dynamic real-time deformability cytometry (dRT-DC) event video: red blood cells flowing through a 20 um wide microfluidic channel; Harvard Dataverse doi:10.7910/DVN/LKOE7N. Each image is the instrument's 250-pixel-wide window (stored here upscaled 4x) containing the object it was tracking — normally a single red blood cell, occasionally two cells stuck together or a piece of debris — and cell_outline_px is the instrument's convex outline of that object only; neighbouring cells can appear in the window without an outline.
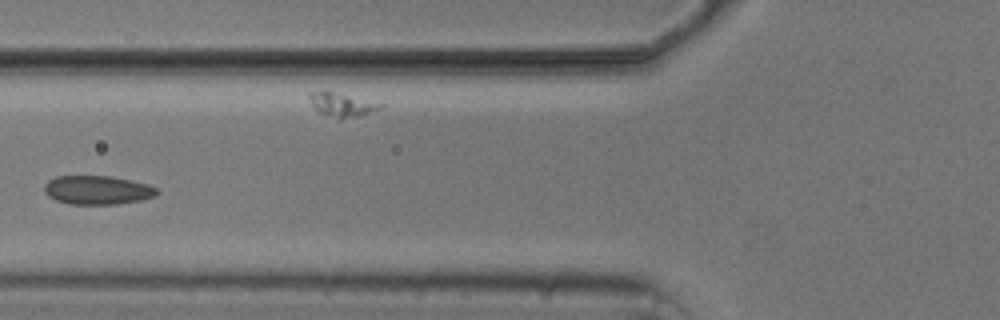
{"species": "common noctule bat (a hibernating species)", "species_latin": "Nyctalus noctula", "temperature_condition": "cold", "stored_images_in_passage": 6, "segment_of_instrument_passage": [3, 3], "camera_frame_rate_fps": 3000, "um_per_image_px": 0.085, "animal": {"sex": "male", "body_mass_g": 20.5, "forearm_length_mm": 52.5}, "frame": {"image": 1, "passage_image": 5, "time_ms": 4.333, "image_size_px": [1000, 320], "cell_outline_px": [[160, 192], [156, 196], [140, 200], [116, 204], [72, 204], [56, 200], [48, 196], [44, 192], [44, 184], [48, 180], [56, 176], [108, 176], [148, 184], [156, 188]], "centroid_in_image_um": [8.26, 16.15], "position_along_channel_um": 117.5, "area_um2": 18.84}}